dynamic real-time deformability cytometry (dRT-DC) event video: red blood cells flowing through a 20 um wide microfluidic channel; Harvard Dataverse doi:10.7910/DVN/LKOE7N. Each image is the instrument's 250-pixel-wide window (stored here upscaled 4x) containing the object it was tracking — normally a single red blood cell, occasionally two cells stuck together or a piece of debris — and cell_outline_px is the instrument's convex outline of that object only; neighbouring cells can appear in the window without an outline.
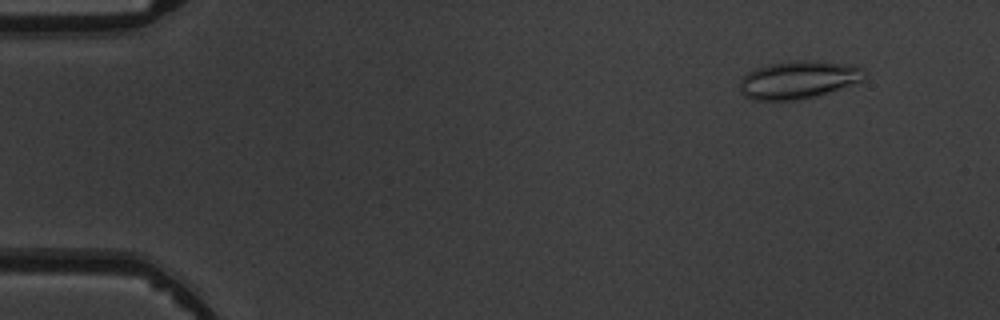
{"species": "common noctule bat (a hibernating species)", "species_latin": "Nyctalus noctula", "temperature_condition": "warm", "stored_images_in_passage": 4, "camera_frame_rate_fps": 3000, "um_per_image_px": 0.085, "animal": {"sex": "male", "body_mass_g": 19.5, "forearm_length_mm": 54.6}, "frame": {"image": 1, "passage_image": 2, "time_ms": 1.0, "image_size_px": [1000, 320], "cell_outline_px": [[868, 76], [864, 80], [856, 84], [812, 96], [796, 100], [752, 100], [744, 96], [740, 92], [740, 80], [748, 72], [756, 68], [768, 64], [796, 60], [816, 60], [856, 64], [864, 68], [868, 72]], "centroid_in_image_um": [67.94, 6.75], "position_along_channel_um": 17.1, "area_um2": 27.98}}